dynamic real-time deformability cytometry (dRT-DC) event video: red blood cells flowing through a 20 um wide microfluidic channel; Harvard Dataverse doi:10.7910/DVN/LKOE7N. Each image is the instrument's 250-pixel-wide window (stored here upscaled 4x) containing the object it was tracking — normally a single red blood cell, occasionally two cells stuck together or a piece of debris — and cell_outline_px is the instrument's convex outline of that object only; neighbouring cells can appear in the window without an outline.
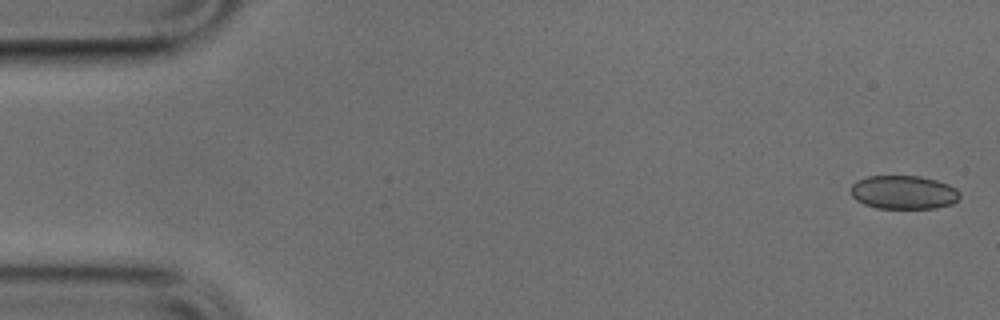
{"species": "common noctule bat (a hibernating species)", "species_latin": "Nyctalus noctula", "temperature_condition": "cold", "stored_images_in_passage": 48, "camera_frame_rate_fps": 3000, "um_per_image_px": 0.085, "animal": {"sex": "male", "body_mass_g": 17.9, "forearm_length_mm": 54.2}, "frame": {"image": 1, "passage_image": 1, "time_ms": 0.0, "image_size_px": [1000, 320], "cell_outline_px": [[960, 196], [952, 204], [936, 208], [876, 208], [864, 204], [856, 200], [852, 196], [852, 184], [856, 180], [868, 176], [920, 176], [936, 180], [948, 184], [956, 188], [960, 192]], "centroid_in_image_um": [76.81, 16.34], "position_along_channel_um": 8.2, "area_um2": 21.39}}
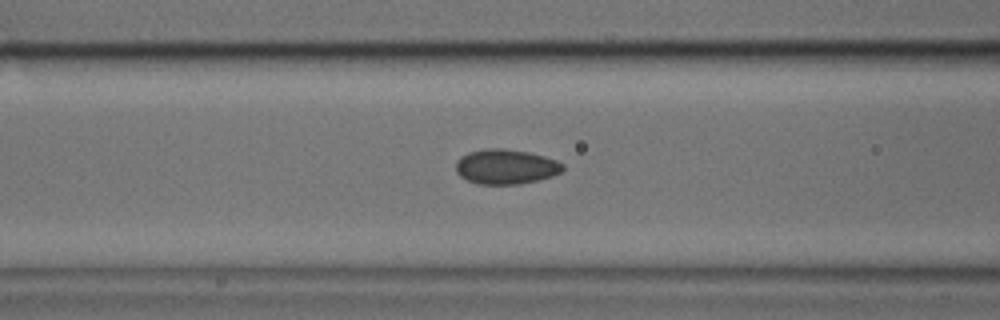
{"frame": {"image": 2, "passage_image": 19, "time_ms": 6.0, "image_size_px": [1000, 320], "cell_outline_px": [[564, 168], [560, 172], [552, 176], [520, 184], [476, 184], [460, 176], [456, 172], [456, 160], [460, 156], [468, 152], [488, 148], [504, 148], [528, 152], [544, 156], [556, 160], [564, 164]], "centroid_in_image_um": [42.97, 14.16], "position_along_channel_um": 123.6, "area_um2": 21.79}}
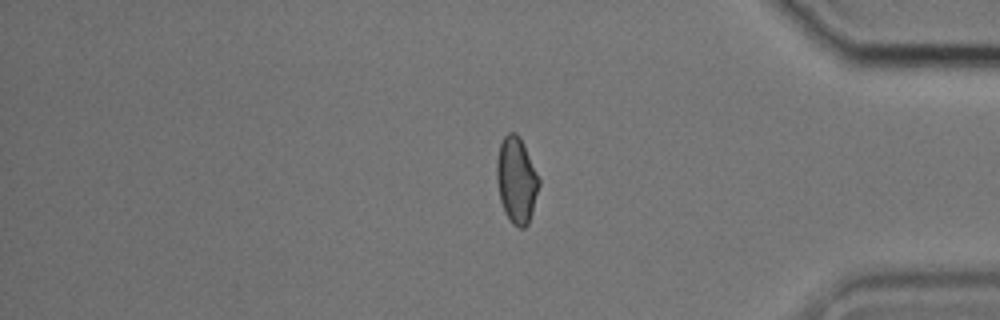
{"frame": {"image": 3, "passage_image": 41, "time_ms": 13.333, "image_size_px": [1000, 320], "cell_outline_px": [[540, 184], [532, 212], [528, 224], [524, 228], [520, 228], [512, 224], [504, 212], [500, 200], [496, 180], [496, 160], [500, 144], [504, 136], [508, 132], [516, 132], [520, 136], [540, 180]], "centroid_in_image_um": [43.88, 15.31], "position_along_channel_um": 391.3, "area_um2": 21.33}}